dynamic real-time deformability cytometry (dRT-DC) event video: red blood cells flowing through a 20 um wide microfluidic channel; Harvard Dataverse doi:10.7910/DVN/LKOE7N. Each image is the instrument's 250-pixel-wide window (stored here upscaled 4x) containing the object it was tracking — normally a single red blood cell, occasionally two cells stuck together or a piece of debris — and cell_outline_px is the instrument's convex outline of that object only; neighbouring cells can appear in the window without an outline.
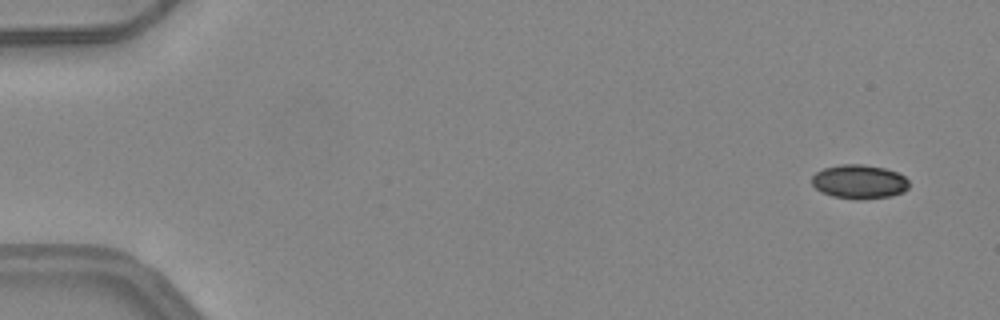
{"species": "common noctule bat (a hibernating species)", "species_latin": "Nyctalus noctula", "temperature_condition": "warm", "stored_images_in_passage": 48, "camera_frame_rate_fps": 3000, "um_per_image_px": 0.085, "animal": {"sex": "female", "body_mass_g": 24.6, "forearm_length_mm": 56.2}, "frame": {"image": 1, "passage_image": 1, "time_ms": 0.0, "image_size_px": [1000, 320], "cell_outline_px": [[908, 188], [904, 192], [892, 196], [860, 200], [856, 200], [832, 196], [816, 188], [812, 184], [812, 176], [816, 172], [824, 168], [840, 164], [864, 164], [884, 168], [896, 172], [904, 176], [908, 180]], "centroid_in_image_um": [73.05, 15.45], "position_along_channel_um": 12.0, "area_um2": 19.36}}
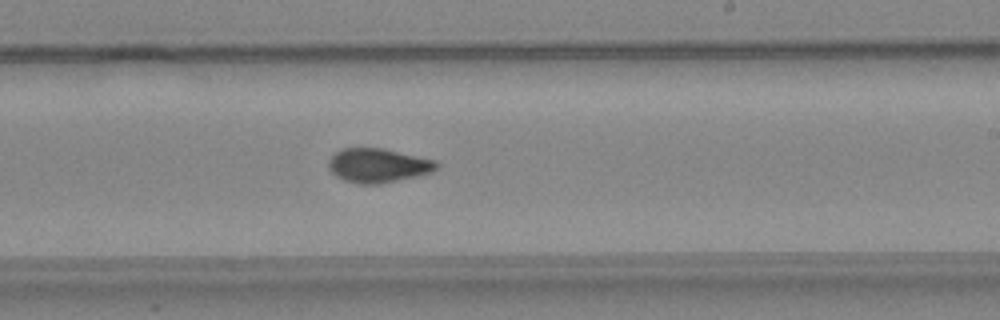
{"frame": {"image": 2, "passage_image": 29, "time_ms": 9.333, "image_size_px": [1000, 320], "cell_outline_px": [[440, 164], [432, 172], [416, 176], [380, 184], [360, 184], [344, 180], [336, 176], [328, 168], [328, 160], [340, 148], [384, 148], [436, 160]], "centroid_in_image_um": [32.13, 14.06], "position_along_channel_um": 256.9, "area_um2": 21.56}}
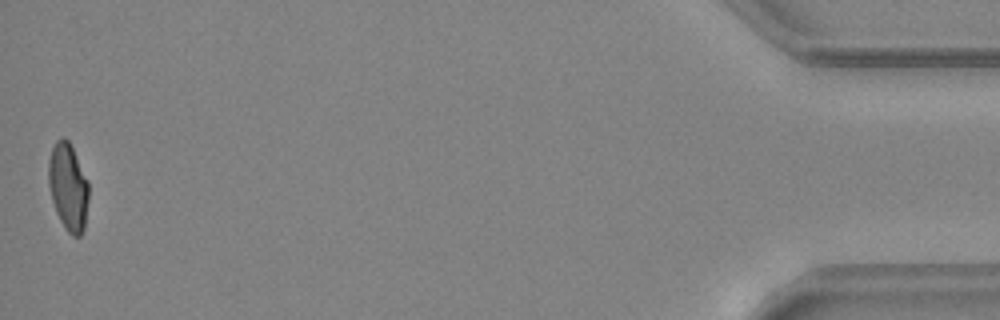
{"frame": {"image": 3, "passage_image": 48, "time_ms": 15.667, "image_size_px": [1000, 320], "cell_outline_px": [[88, 200], [84, 228], [80, 236], [72, 236], [64, 228], [56, 212], [52, 200], [48, 184], [48, 160], [52, 148], [56, 140], [64, 136], [68, 140], [88, 180]], "centroid_in_image_um": [5.78, 15.89], "position_along_channel_um": 429.4, "area_um2": 20.46}, "authors_computed_cell_mechanics": {"area_um2": 21.1259, "velocity_mm_per_s": 4.178, "shape_relaxation_time_tau1_ms": null, "shape_relaxation_time_tau2_ms": 2.1403, "deformation_change_tau1": null, "deformation_change_tau2": 0.0783}}